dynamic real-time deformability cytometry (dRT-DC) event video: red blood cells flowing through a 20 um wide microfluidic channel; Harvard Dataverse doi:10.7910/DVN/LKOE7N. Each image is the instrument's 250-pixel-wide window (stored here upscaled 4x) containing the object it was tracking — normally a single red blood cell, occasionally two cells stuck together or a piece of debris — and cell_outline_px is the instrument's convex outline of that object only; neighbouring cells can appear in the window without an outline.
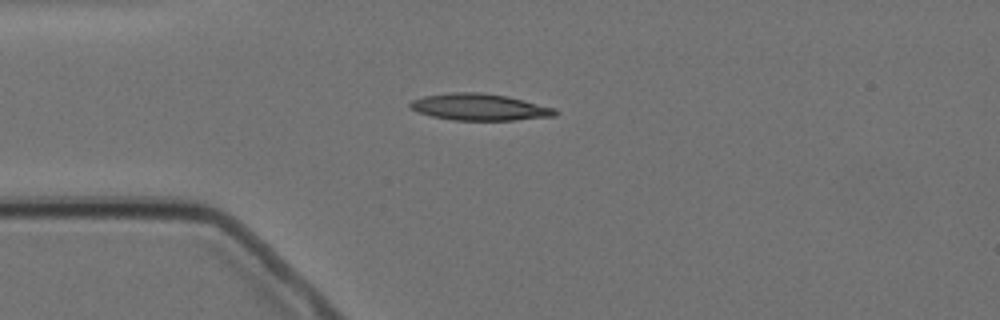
{"species": "Egyptian fruit bat (a non-hibernating species)", "species_latin": "Rousettus aegyptiacus", "temperature_condition": "cold", "stored_images_in_passage": 5, "camera_frame_rate_fps": 3000, "um_per_image_px": 0.085, "animal": {"sex": "female"}, "frame": {"image": 1, "passage_image": 4, "time_ms": 3.667, "image_size_px": [1000, 320], "cell_outline_px": [[556, 116], [516, 120], [452, 120], [432, 116], [416, 112], [408, 104], [412, 100], [424, 96], [452, 92], [480, 92], [508, 96], [556, 108]], "centroid_in_image_um": [40.76, 9.1], "position_along_channel_um": 44.2, "area_um2": 22.6}}
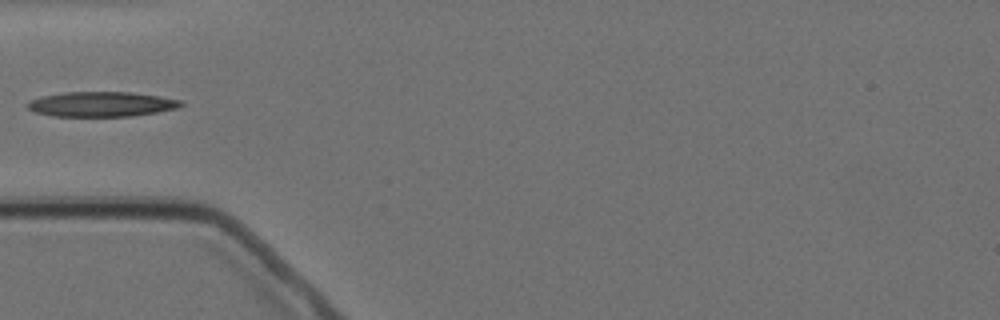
{"frame": {"image": 2, "passage_image": 5, "time_ms": 5.0, "image_size_px": [1000, 320], "cell_outline_px": [[184, 104], [176, 108], [156, 112], [132, 116], [52, 116], [36, 112], [28, 108], [24, 104], [40, 96], [64, 92], [132, 92], [160, 96], [180, 100]], "centroid_in_image_um": [8.59, 8.85], "position_along_channel_um": 76.4, "area_um2": 22.25}}